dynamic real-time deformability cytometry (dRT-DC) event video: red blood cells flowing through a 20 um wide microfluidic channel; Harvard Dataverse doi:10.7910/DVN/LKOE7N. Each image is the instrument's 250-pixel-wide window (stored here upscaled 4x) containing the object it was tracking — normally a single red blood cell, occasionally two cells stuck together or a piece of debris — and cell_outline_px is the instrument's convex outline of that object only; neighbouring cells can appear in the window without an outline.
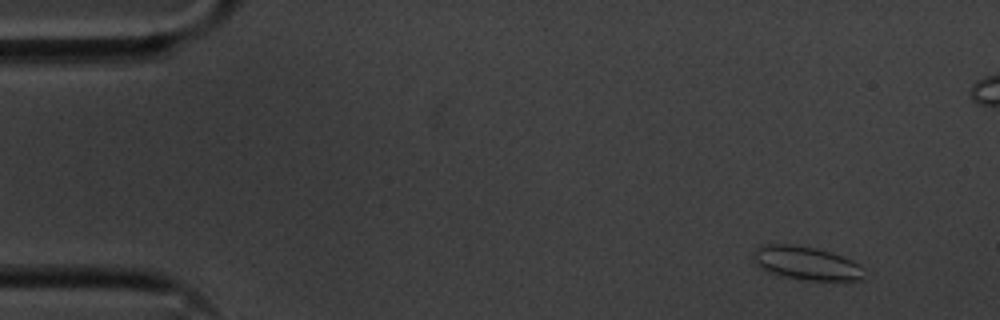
{"species": "common noctule bat (a hibernating species)", "species_latin": "Nyctalus noctula", "temperature_condition": "cold", "stored_images_in_passage": 15, "camera_frame_rate_fps": 3000, "um_per_image_px": 0.085, "animal": {"sex": "male", "body_mass_g": 20.1, "forearm_length_mm": 53.5}, "frame": {"image": 1, "passage_image": 5, "time_ms": 1.333, "image_size_px": [1000, 320], "cell_outline_px": [[864, 276], [860, 280], [808, 280], [784, 276], [768, 272], [752, 264], [752, 256], [756, 248], [760, 244], [792, 244], [816, 248], [852, 260], [860, 264], [864, 268]], "centroid_in_image_um": [68.47, 22.36], "position_along_channel_um": 16.5, "area_um2": 21.73}}